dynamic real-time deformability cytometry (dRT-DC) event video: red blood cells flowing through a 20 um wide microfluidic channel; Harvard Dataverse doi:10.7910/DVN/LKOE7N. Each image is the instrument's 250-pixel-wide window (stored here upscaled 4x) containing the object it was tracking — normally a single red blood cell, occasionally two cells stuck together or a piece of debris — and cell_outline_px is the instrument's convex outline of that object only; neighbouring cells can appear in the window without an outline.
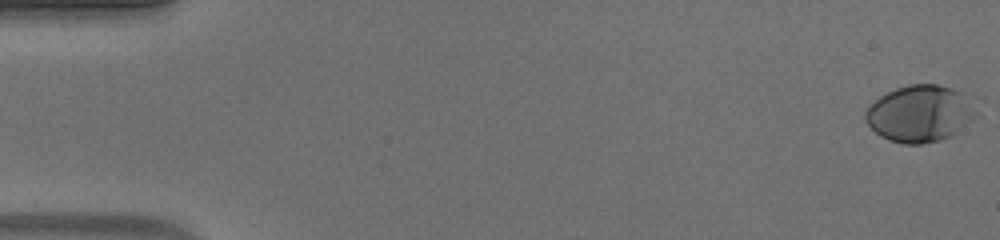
{"species": "human", "species_latin": "Homo sapiens", "temperature_condition": "warm", "stored_images_in_passage": 53, "camera_frame_rate_fps": 3000, "um_per_image_px": 0.085, "donor": {"sex": "male"}, "frame": {"image": 1, "passage_image": 1, "time_ms": 0.0, "image_size_px": [1000, 240], "cell_outline_px": [[976, 116], [972, 120], [952, 136], [940, 140], [924, 144], [904, 144], [888, 140], [880, 136], [864, 120], [864, 112], [868, 104], [880, 96], [896, 88], [908, 84], [940, 84], [976, 96]], "centroid_in_image_um": [78.24, 9.63], "position_along_channel_um": 6.8, "area_um2": 37.57}}
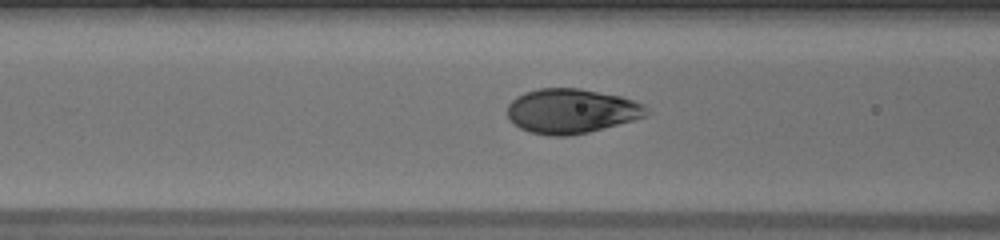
{"frame": {"image": 2, "passage_image": 22, "time_ms": 7.0, "image_size_px": [1000, 240], "cell_outline_px": [[648, 112], [644, 116], [632, 120], [588, 132], [564, 136], [552, 136], [532, 132], [520, 128], [508, 120], [508, 104], [516, 96], [524, 92], [540, 88], [580, 88], [620, 96], [644, 104], [648, 108]], "centroid_in_image_um": [48.53, 9.43], "position_along_channel_um": 118.1, "area_um2": 35.95}}
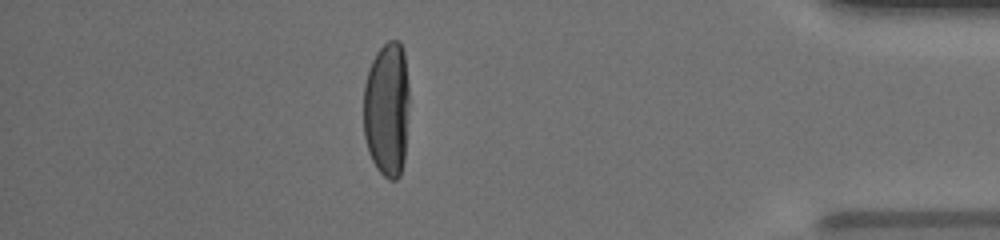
{"frame": {"image": 3, "passage_image": 47, "time_ms": 15.333, "image_size_px": [1000, 240], "cell_outline_px": [[408, 100], [404, 160], [400, 176], [396, 180], [388, 180], [376, 168], [368, 152], [364, 136], [364, 84], [368, 68], [376, 52], [388, 40], [396, 40], [400, 44], [404, 52], [408, 84]], "centroid_in_image_um": [32.87, 9.3], "position_along_channel_um": 402.3, "area_um2": 36.13}, "authors_computed_cell_mechanics": {"area_um2": 36.4718, "velocity_mm_per_s": 3.8963, "shape_relaxation_time_tau1_ms": 3.8807, "shape_relaxation_time_tau2_ms": null, "deformation_change_tau1": 0.2182, "deformation_change_tau2": null}}